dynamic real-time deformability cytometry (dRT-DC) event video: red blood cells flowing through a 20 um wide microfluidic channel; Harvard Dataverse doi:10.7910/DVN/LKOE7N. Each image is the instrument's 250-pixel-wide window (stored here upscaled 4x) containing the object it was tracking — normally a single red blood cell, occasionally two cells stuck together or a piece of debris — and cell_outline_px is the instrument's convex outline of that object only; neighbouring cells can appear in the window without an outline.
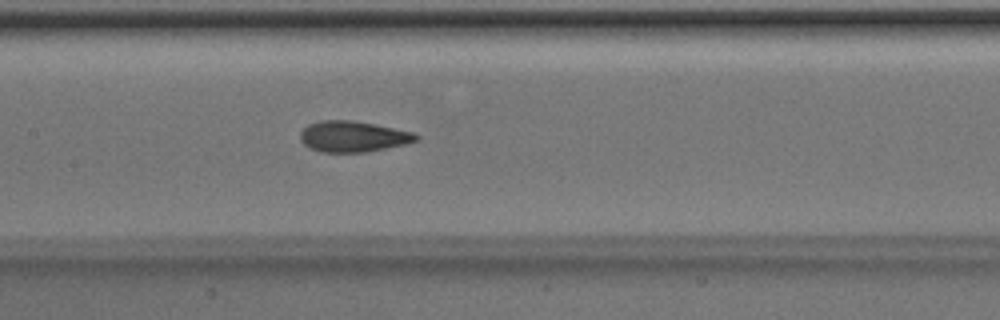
{"species": "Egyptian fruit bat (a non-hibernating species)", "species_latin": "Rousettus aegyptiacus", "temperature_condition": "room temperature", "stored_images_in_passage": 51, "camera_frame_rate_fps": 3000, "um_per_image_px": 0.085, "animal": {"sex": "male"}, "frame": {"image": 1, "passage_image": 25, "time_ms": 8.0, "image_size_px": [1000, 320], "cell_outline_px": [[420, 136], [416, 140], [404, 144], [368, 152], [320, 152], [304, 144], [300, 140], [300, 132], [308, 124], [320, 120], [352, 120], [412, 132]], "centroid_in_image_um": [29.96, 11.6], "position_along_channel_um": 177.4, "area_um2": 20.63}}
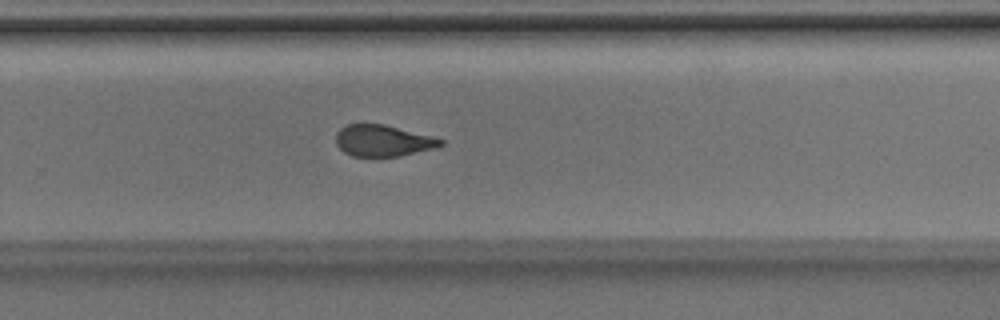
{"frame": {"image": 2, "passage_image": 34, "time_ms": 11.0, "image_size_px": [1000, 320], "cell_outline_px": [[444, 144], [436, 148], [400, 156], [352, 156], [344, 152], [336, 144], [336, 132], [340, 128], [348, 124], [384, 124], [432, 136], [444, 140]], "centroid_in_image_um": [32.56, 11.96], "position_along_channel_um": 297.2, "area_um2": 19.19}}
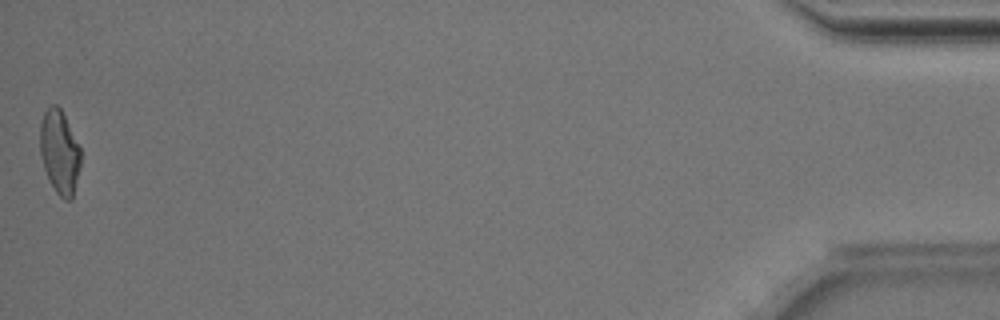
{"frame": {"image": 3, "passage_image": 51, "time_ms": 16.667, "image_size_px": [1000, 320], "cell_outline_px": [[80, 164], [72, 200], [64, 200], [56, 192], [48, 180], [40, 156], [40, 124], [44, 112], [52, 104], [56, 104], [60, 108], [80, 148]], "centroid_in_image_um": [5.04, 12.95], "position_along_channel_um": 430.2, "area_um2": 19.65}, "authors_computed_cell_mechanics": {"area_um2": 20.4612, "velocity_mm_per_s": 4.0171, "shape_relaxation_time_tau1_ms": 2.1183, "shape_relaxation_time_tau2_ms": 1.5653, "deformation_change_tau1": 0.1418, "deformation_change_tau2": 0.0945}}